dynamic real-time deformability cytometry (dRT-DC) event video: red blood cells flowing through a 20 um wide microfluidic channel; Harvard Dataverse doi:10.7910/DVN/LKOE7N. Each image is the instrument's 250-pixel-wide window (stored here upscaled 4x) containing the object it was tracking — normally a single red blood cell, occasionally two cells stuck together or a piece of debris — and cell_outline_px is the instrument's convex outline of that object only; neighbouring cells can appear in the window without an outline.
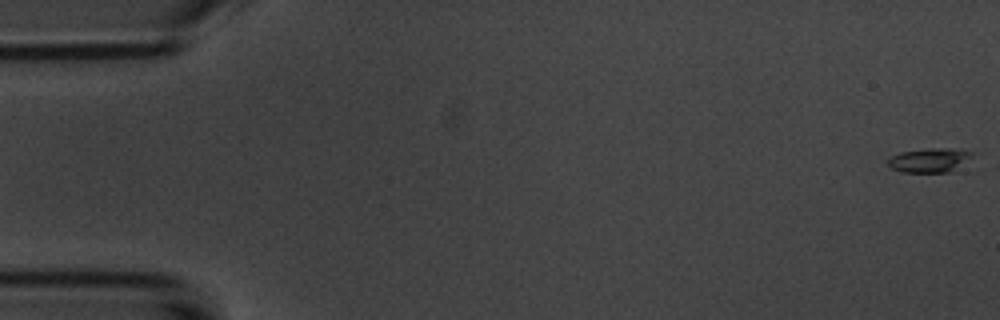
{"species": "common noctule bat (a hibernating species)", "species_latin": "Nyctalus noctula", "temperature_condition": "room temperature", "stored_images_in_passage": 54, "camera_frame_rate_fps": 3000, "um_per_image_px": 0.085, "animal": {"sex": "male", "body_mass_g": 20.1, "forearm_length_mm": 53.5}, "frame": {"image": 1, "passage_image": 1, "time_ms": 0.0, "image_size_px": [1000, 320], "cell_outline_px": [[972, 152], [964, 168], [948, 172], [904, 172], [892, 168], [888, 164], [888, 160], [892, 156], [900, 152], [932, 148], [960, 148]], "centroid_in_image_um": [79.09, 13.62], "position_along_channel_um": 5.9, "area_um2": 12.02}}
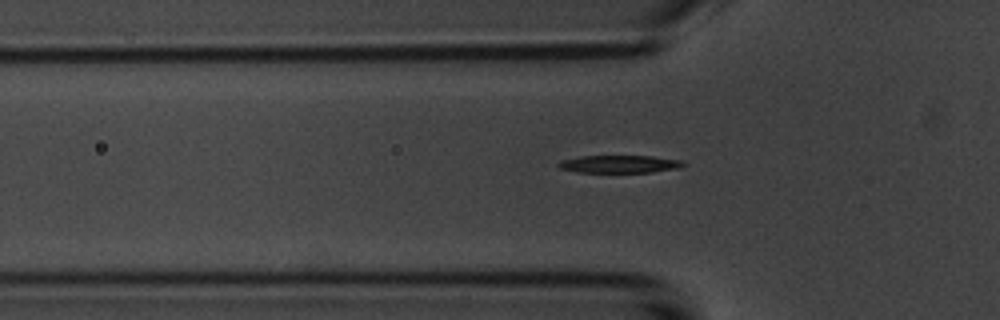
{"frame": {"image": 2, "passage_image": 18, "time_ms": 5.667, "image_size_px": [1000, 320], "cell_outline_px": [[688, 164], [680, 168], [652, 172], [576, 172], [560, 168], [556, 164], [560, 160], [580, 156], [652, 156], [680, 160]], "centroid_in_image_um": [52.66, 13.94], "position_along_channel_um": 73.1, "area_um2": 12.89}}
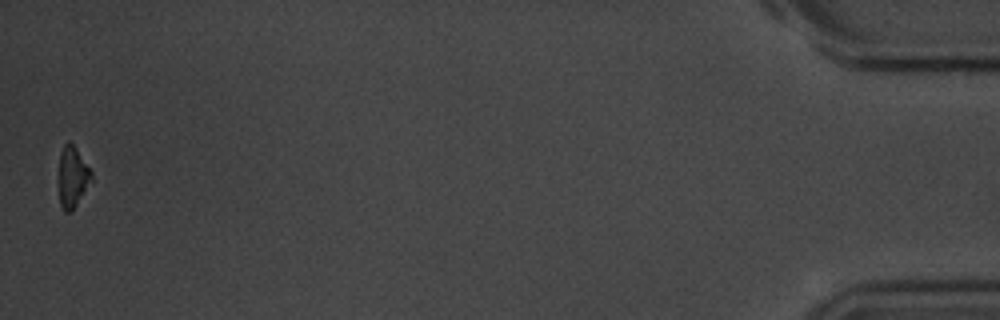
{"frame": {"image": 3, "passage_image": 54, "time_ms": 17.667, "image_size_px": [1000, 320], "cell_outline_px": [[92, 180], [76, 204], [68, 212], [64, 212], [60, 204], [60, 152], [64, 144], [68, 140], [76, 148], [92, 172]], "centroid_in_image_um": [6.17, 15.0], "position_along_channel_um": 429.0, "area_um2": 11.16}, "authors_computed_cell_mechanics": {"area_um2": 13.3229, "velocity_mm_per_s": 3.7475, "shape_relaxation_time_tau1_ms": 2.592, "shape_relaxation_time_tau2_ms": null, "deformation_change_tau1": 0.1911, "deformation_change_tau2": null}}